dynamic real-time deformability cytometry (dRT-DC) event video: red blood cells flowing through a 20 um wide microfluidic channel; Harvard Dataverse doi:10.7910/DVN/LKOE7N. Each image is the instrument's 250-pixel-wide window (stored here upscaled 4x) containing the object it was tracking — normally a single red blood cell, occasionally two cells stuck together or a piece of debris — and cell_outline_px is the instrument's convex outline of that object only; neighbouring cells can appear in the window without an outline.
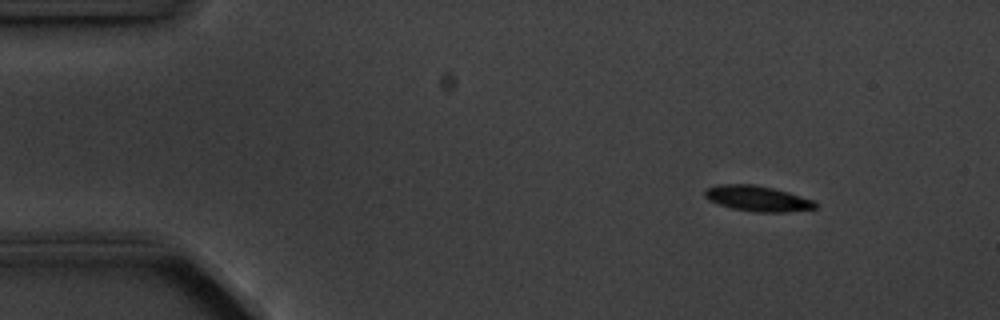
{"species": "common noctule bat (a hibernating species)", "species_latin": "Nyctalus noctula", "temperature_condition": "cold", "stored_images_in_passage": 3, "camera_frame_rate_fps": 3000, "um_per_image_px": 0.085, "animal": {"sex": "male", "body_mass_g": 20.1, "forearm_length_mm": 53.5}, "frame": {"image": 1, "passage_image": 1, "time_ms": 0.0, "image_size_px": [1000, 320], "cell_outline_px": [[816, 208], [784, 212], [756, 212], [732, 208], [708, 200], [704, 196], [704, 188], [720, 184], [752, 184], [772, 188], [788, 192], [812, 200], [816, 204]], "centroid_in_image_um": [64.33, 16.86], "position_along_channel_um": 20.7, "area_um2": 16.24}}